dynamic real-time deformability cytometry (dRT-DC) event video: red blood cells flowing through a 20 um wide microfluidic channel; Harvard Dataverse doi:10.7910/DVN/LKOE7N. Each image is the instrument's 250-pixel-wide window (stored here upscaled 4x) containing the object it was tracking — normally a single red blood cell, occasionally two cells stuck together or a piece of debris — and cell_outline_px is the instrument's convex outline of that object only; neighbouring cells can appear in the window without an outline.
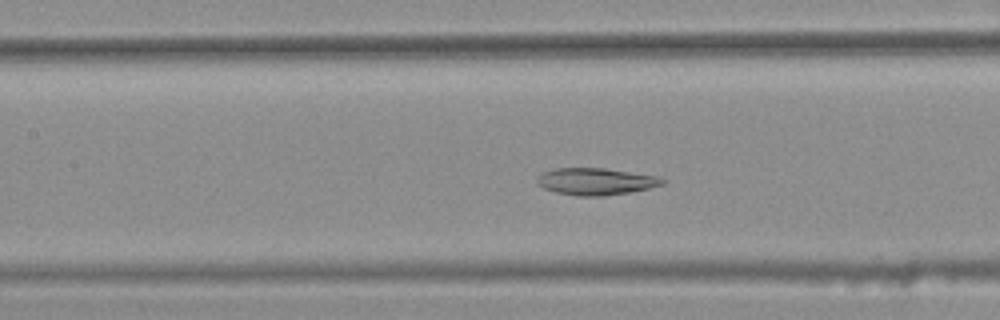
{"species": "common noctule bat (a hibernating species)", "species_latin": "Nyctalus noctula", "temperature_condition": "warm", "stored_images_in_passage": 32, "camera_frame_rate_fps": 3000, "um_per_image_px": 0.085, "animal": {"sex": "female", "body_mass_g": 25.1}, "frame": {"image": 1, "passage_image": 11, "time_ms": 3.333, "image_size_px": [1000, 320], "cell_outline_px": [[668, 180], [664, 184], [632, 192], [604, 196], [576, 196], [556, 192], [544, 188], [536, 184], [536, 176], [552, 168], [604, 168], [660, 176]], "centroid_in_image_um": [50.66, 15.42], "position_along_channel_um": 156.7, "area_um2": 20.0}}
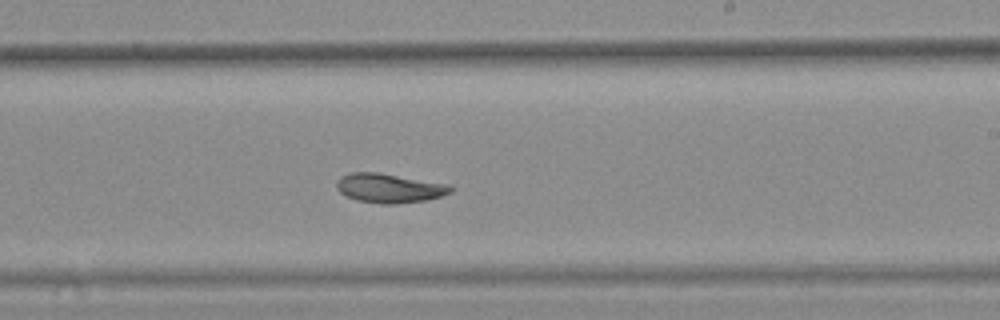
{"frame": {"image": 2, "passage_image": 19, "time_ms": 6.0, "image_size_px": [1000, 320], "cell_outline_px": [[452, 192], [428, 200], [396, 204], [380, 204], [356, 200], [344, 196], [336, 188], [336, 180], [340, 176], [348, 172], [376, 172], [448, 184], [452, 188]], "centroid_in_image_um": [33.03, 16.0], "position_along_channel_um": 256.0, "area_um2": 19.59}}
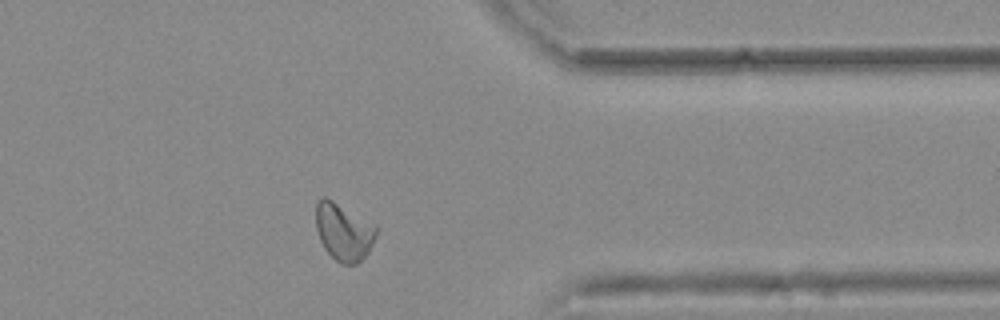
{"frame": {"image": 3, "passage_image": 30, "time_ms": 9.667, "image_size_px": [1000, 320], "cell_outline_px": [[376, 236], [368, 252], [356, 264], [340, 264], [324, 248], [320, 240], [316, 228], [316, 204], [324, 196], [332, 200], [376, 224]], "centroid_in_image_um": [29.21, 19.7], "position_along_channel_um": 382.2, "area_um2": 20.0}, "authors_computed_cell_mechanics": {"area_um2": 19.3341, "velocity_mm_per_s": 3.7318, "shape_relaxation_time_tau1_ms": null, "shape_relaxation_time_tau2_ms": 4.0188, "deformation_change_tau1": null, "deformation_change_tau2": 0.0825}}